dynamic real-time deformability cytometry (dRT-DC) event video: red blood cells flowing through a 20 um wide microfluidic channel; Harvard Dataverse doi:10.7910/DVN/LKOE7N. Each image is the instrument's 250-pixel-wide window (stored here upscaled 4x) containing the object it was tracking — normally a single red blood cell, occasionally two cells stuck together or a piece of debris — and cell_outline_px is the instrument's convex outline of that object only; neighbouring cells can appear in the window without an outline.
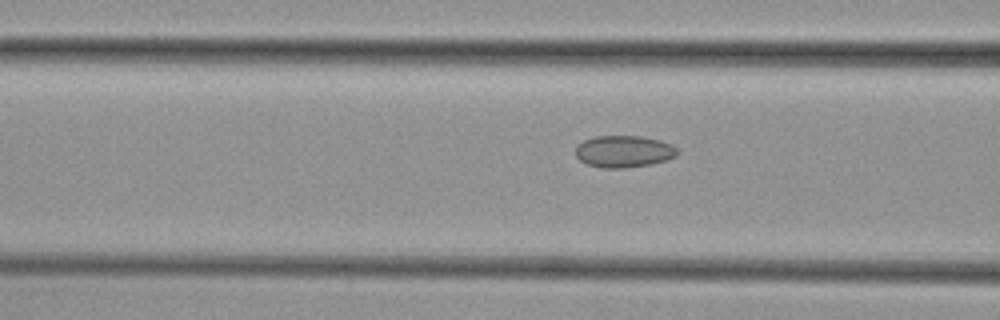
{"species": "common noctule bat (a hibernating species)", "species_latin": "Nyctalus noctula", "temperature_condition": "cold", "stored_images_in_passage": 19, "camera_frame_rate_fps": 3000, "um_per_image_px": 0.085, "animal": {"sex": "female", "body_mass_g": 29.2, "forearm_length_mm": 56.3}, "frame": {"image": 1, "passage_image": 16, "time_ms": 5.0, "image_size_px": [1000, 320], "cell_outline_px": [[676, 156], [668, 160], [652, 164], [624, 168], [600, 168], [588, 164], [580, 160], [576, 156], [576, 148], [584, 140], [596, 136], [640, 136], [660, 140], [672, 144], [676, 148]], "centroid_in_image_um": [53.04, 12.88], "position_along_channel_um": 113.6, "area_um2": 18.9}}